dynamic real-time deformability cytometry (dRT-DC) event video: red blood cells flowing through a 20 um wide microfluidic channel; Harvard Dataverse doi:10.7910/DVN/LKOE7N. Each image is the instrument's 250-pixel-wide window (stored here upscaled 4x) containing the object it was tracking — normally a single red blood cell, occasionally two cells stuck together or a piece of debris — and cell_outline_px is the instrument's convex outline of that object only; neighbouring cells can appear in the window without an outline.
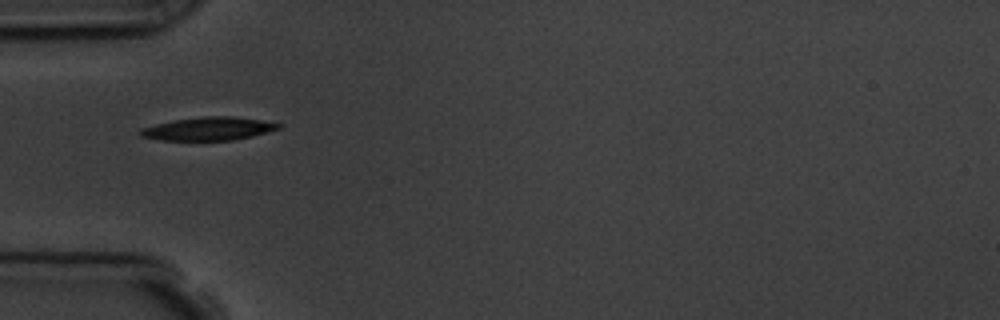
{"species": "common noctule bat (a hibernating species)", "species_latin": "Nyctalus noctula", "temperature_condition": "room temperature", "stored_images_in_passage": 3, "camera_frame_rate_fps": 3000, "um_per_image_px": 0.085, "animal": {"sex": "male", "body_mass_g": 19.5, "forearm_length_mm": 54.6}, "frame": {"image": 1, "passage_image": 1, "time_ms": 0.0, "image_size_px": [1000, 320], "cell_outline_px": [[284, 124], [280, 128], [268, 132], [252, 136], [232, 140], [160, 140], [140, 136], [136, 132], [140, 128], [156, 124], [176, 120], [204, 116], [232, 116], [260, 120]], "centroid_in_image_um": [17.71, 10.94], "position_along_channel_um": 67.3, "area_um2": 18.67}}